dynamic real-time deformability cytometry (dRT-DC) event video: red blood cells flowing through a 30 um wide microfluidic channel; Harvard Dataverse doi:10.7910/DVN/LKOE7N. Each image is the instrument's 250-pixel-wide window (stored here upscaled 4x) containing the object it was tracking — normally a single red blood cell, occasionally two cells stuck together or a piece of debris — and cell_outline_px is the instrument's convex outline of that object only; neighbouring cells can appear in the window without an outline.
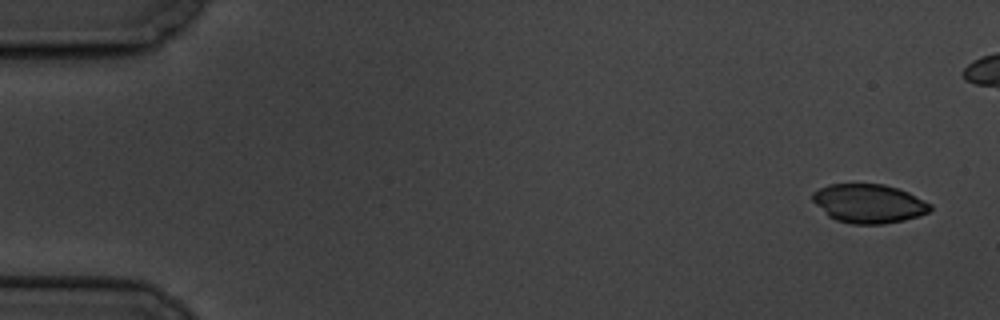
{"species": "common noctule bat (a hibernating species)", "species_latin": "Nyctalus noctula", "temperature_condition": "cold", "stored_images_in_passage": 6, "camera_frame_rate_fps": 3000, "um_per_image_px": 0.085, "animal": {"sex": "male", "body_mass_g": 19.5, "forearm_length_mm": 54.6}, "frame": {"image": 1, "passage_image": 1, "time_ms": 0.0, "image_size_px": [1000, 320], "cell_outline_px": [[932, 208], [928, 212], [920, 216], [904, 220], [884, 224], [852, 224], [836, 220], [828, 216], [812, 200], [812, 192], [828, 184], [884, 184], [908, 192], [932, 204]], "centroid_in_image_um": [73.85, 17.3], "position_along_channel_um": 11.1, "area_um2": 26.7}}